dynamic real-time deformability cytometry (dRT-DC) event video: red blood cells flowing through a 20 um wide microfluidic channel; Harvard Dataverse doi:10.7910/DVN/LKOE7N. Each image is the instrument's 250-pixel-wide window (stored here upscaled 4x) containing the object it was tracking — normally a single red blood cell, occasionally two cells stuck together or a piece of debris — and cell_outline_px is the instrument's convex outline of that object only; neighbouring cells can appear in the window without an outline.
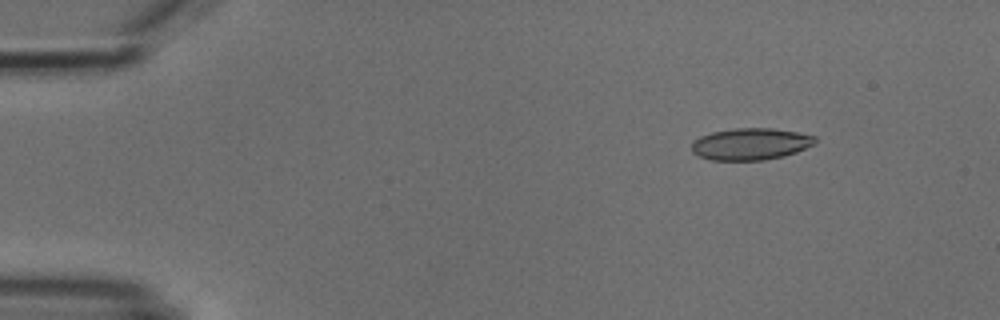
{"species": "common noctule bat (a hibernating species)", "species_latin": "Nyctalus noctula", "temperature_condition": "cold", "stored_images_in_passage": 6, "camera_frame_rate_fps": 3000, "um_per_image_px": 0.085, "animal": {"sex": "male", "body_mass_g": 18.8}, "frame": {"image": 1, "passage_image": 2, "time_ms": 1.0, "image_size_px": [1000, 320], "cell_outline_px": [[816, 144], [796, 152], [784, 156], [764, 160], [708, 160], [696, 156], [692, 152], [692, 144], [700, 136], [712, 132], [736, 128], [772, 128], [796, 132], [816, 136]], "centroid_in_image_um": [63.8, 12.25], "position_along_channel_um": 21.2, "area_um2": 23.0}}
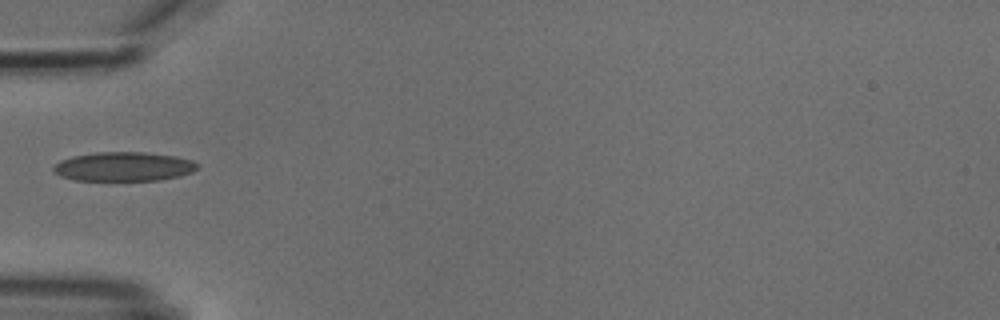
{"frame": {"image": 2, "passage_image": 5, "time_ms": 4.667, "image_size_px": [1000, 320], "cell_outline_px": [[200, 168], [192, 172], [180, 176], [160, 180], [72, 180], [60, 176], [52, 172], [52, 168], [60, 160], [72, 156], [96, 152], [144, 152], [176, 156], [192, 160], [200, 164]], "centroid_in_image_um": [10.52, 14.16], "position_along_channel_um": 74.5, "area_um2": 24.74}}
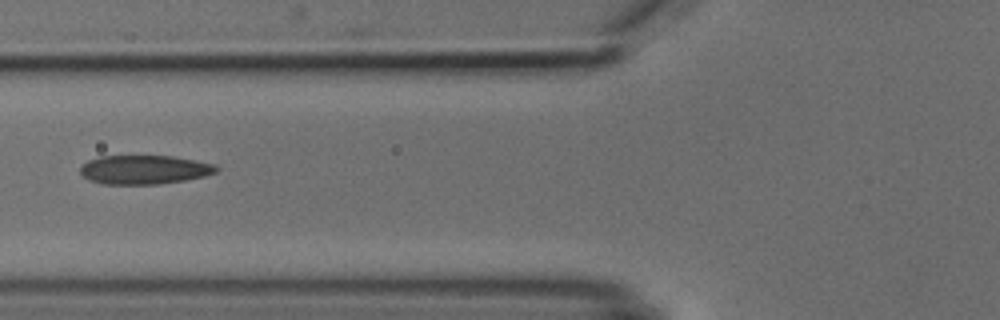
{"frame": {"image": 3, "passage_image": 6, "time_ms": 5.667, "image_size_px": [1000, 320], "cell_outline_px": [[220, 168], [216, 172], [204, 176], [184, 180], [160, 184], [104, 184], [88, 180], [80, 176], [80, 168], [88, 160], [100, 156], [172, 156], [196, 160], [216, 164]], "centroid_in_image_um": [12.26, 14.42], "position_along_channel_um": 113.5, "area_um2": 23.12}}